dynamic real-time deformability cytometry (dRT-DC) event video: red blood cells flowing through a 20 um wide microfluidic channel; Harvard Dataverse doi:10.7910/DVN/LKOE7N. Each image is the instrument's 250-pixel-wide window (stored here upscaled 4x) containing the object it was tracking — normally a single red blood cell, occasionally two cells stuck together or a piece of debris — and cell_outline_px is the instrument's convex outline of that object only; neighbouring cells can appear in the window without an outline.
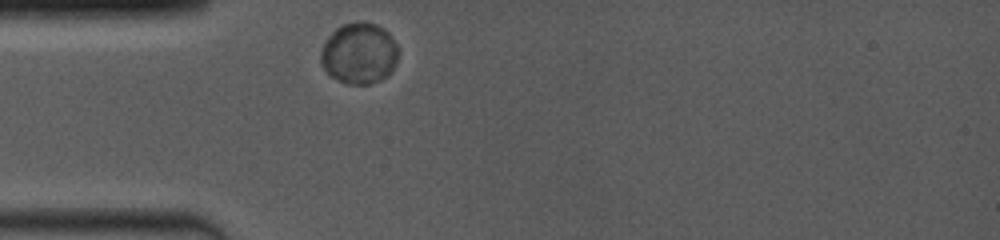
{"species": "common noctule bat (a hibernating species)", "species_latin": "Nyctalus noctula", "temperature_condition": "room temperature", "stored_images_in_passage": 5, "camera_frame_rate_fps": 4000, "um_per_image_px": 0.085, "animal": {"sex": "female", "body_mass_g": 19.0, "forearm_length_mm": 53.3}, "frame": {"image": 1, "passage_image": 1, "time_ms": 0.0, "image_size_px": [1000, 240], "cell_outline_px": [[396, 64], [392, 72], [388, 76], [380, 80], [368, 84], [344, 84], [332, 76], [320, 64], [320, 52], [324, 40], [336, 28], [344, 24], [376, 24], [384, 28], [388, 32], [396, 44]], "centroid_in_image_um": [30.51, 4.57], "position_along_channel_um": 54.5, "area_um2": 27.4}}
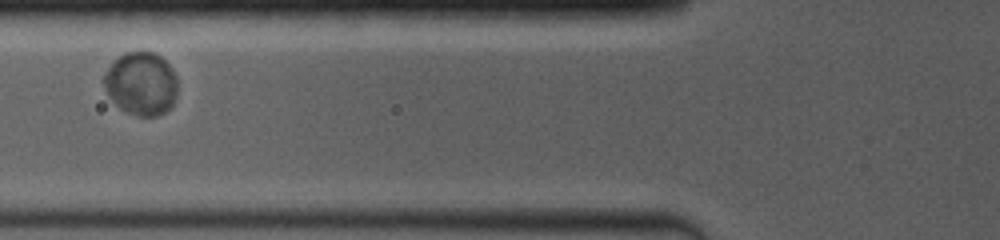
{"frame": {"image": 2, "passage_image": 3, "time_ms": 1.75, "image_size_px": [1000, 240], "cell_outline_px": [[176, 92], [172, 104], [164, 112], [156, 116], [140, 116], [124, 112], [112, 100], [104, 88], [104, 76], [112, 60], [124, 52], [152, 52], [160, 56], [172, 68], [176, 76]], "centroid_in_image_um": [11.97, 7.1], "position_along_channel_um": 113.8, "area_um2": 26.99}}
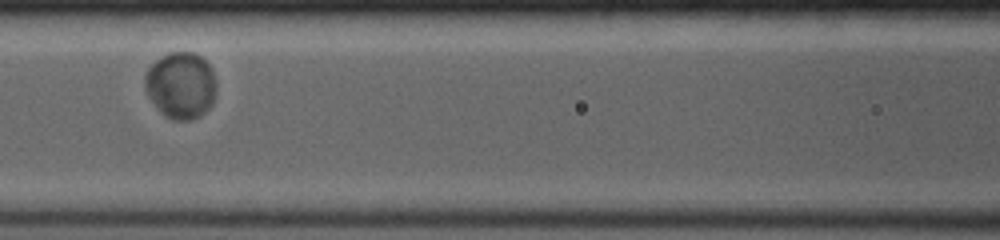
{"frame": {"image": 3, "passage_image": 4, "time_ms": 2.75, "image_size_px": [1000, 240], "cell_outline_px": [[216, 92], [212, 104], [200, 116], [192, 120], [172, 120], [164, 116], [160, 112], [148, 96], [144, 88], [144, 76], [148, 68], [156, 60], [168, 52], [192, 52], [200, 56], [212, 68], [216, 80]], "centroid_in_image_um": [15.37, 7.26], "position_along_channel_um": 151.2, "area_um2": 28.03}}